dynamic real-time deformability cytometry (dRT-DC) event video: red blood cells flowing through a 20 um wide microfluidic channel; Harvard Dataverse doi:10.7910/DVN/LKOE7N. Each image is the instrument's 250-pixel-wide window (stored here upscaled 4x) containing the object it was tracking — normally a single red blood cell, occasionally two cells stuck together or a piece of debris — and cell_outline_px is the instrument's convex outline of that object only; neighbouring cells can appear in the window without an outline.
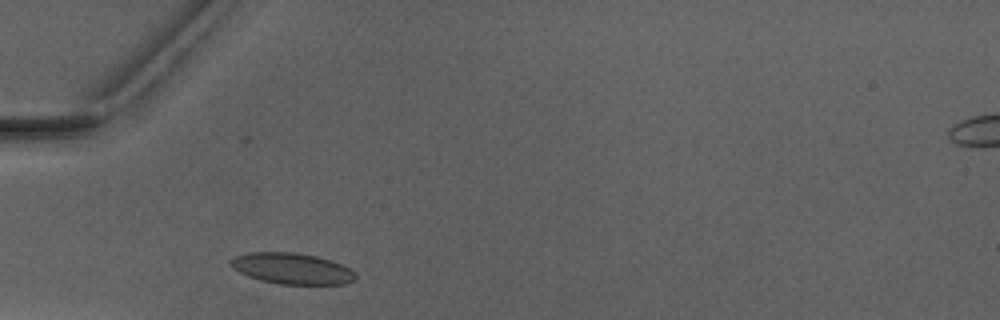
{"species": "Egyptian fruit bat (a non-hibernating species)", "species_latin": "Rousettus aegyptiacus", "temperature_condition": "warm", "stored_images_in_passage": 2, "camera_frame_rate_fps": 3000, "um_per_image_px": 0.085, "animal": {"sex": "male"}, "frame": {"image": 1, "passage_image": 1, "time_ms": 0.0, "image_size_px": [1000, 320], "cell_outline_px": [[356, 280], [348, 284], [280, 284], [260, 280], [248, 276], [232, 268], [228, 260], [236, 256], [248, 252], [292, 252], [316, 256], [332, 260], [356, 272]], "centroid_in_image_um": [24.82, 22.83], "position_along_channel_um": 60.2, "area_um2": 22.72}}
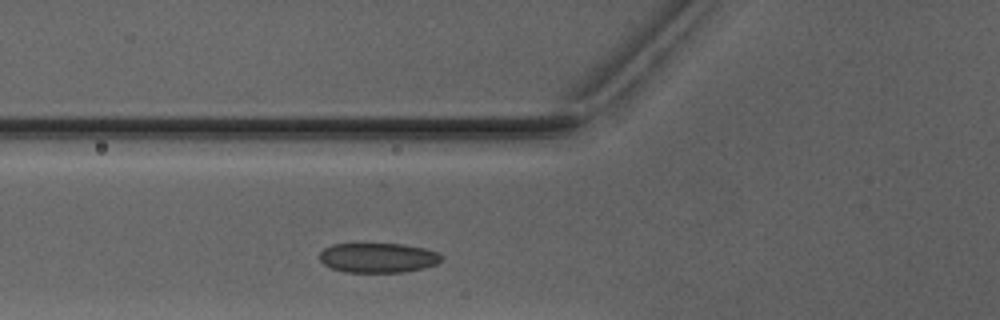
{"frame": {"image": 2, "passage_image": 2, "time_ms": 1.0, "image_size_px": [1000, 320], "cell_outline_px": [[444, 256], [436, 264], [424, 268], [404, 272], [344, 272], [332, 268], [324, 264], [320, 260], [320, 252], [324, 248], [332, 244], [404, 244], [424, 248], [436, 252]], "centroid_in_image_um": [32.13, 21.91], "position_along_channel_um": 93.7, "area_um2": 21.1}}